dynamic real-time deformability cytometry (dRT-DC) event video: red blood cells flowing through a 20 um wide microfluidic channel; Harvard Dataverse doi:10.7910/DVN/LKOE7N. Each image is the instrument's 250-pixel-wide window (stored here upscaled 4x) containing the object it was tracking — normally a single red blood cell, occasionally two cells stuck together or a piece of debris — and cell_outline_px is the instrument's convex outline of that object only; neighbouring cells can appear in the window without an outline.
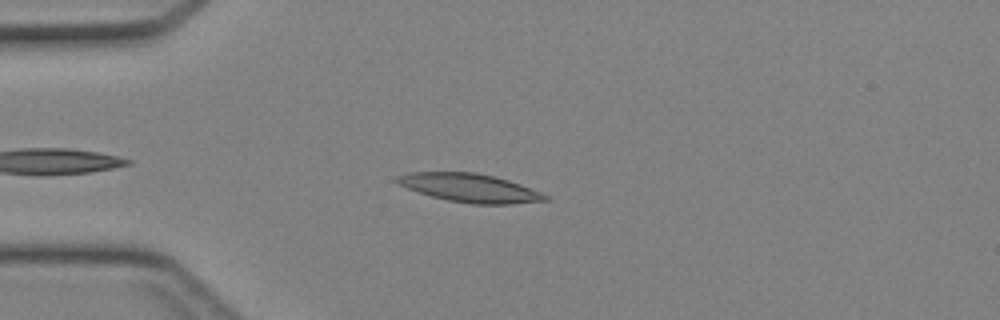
{"species": "Egyptian fruit bat (a non-hibernating species)", "species_latin": "Rousettus aegyptiacus", "temperature_condition": "cold", "stored_images_in_passage": 35, "camera_frame_rate_fps": 3000, "um_per_image_px": 0.085, "animal": {"sex": "female"}, "frame": {"image": 1, "passage_image": 5, "time_ms": 1.333, "image_size_px": [1000, 320], "cell_outline_px": [[548, 200], [508, 204], [472, 204], [448, 200], [432, 196], [396, 184], [392, 180], [396, 176], [408, 172], [476, 172], [508, 180], [520, 184], [540, 192], [548, 196]], "centroid_in_image_um": [39.87, 15.96], "position_along_channel_um": 45.1, "area_um2": 24.45}}
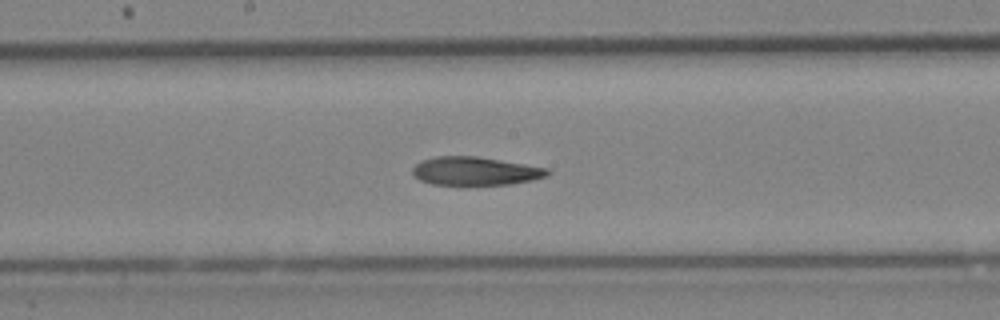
{"frame": {"image": 2, "passage_image": 17, "time_ms": 5.333, "image_size_px": [1000, 320], "cell_outline_px": [[552, 172], [548, 176], [532, 180], [508, 184], [432, 184], [420, 180], [412, 176], [412, 168], [420, 160], [436, 156], [476, 156], [548, 168]], "centroid_in_image_um": [40.37, 14.53], "position_along_channel_um": 207.8, "area_um2": 22.25}}
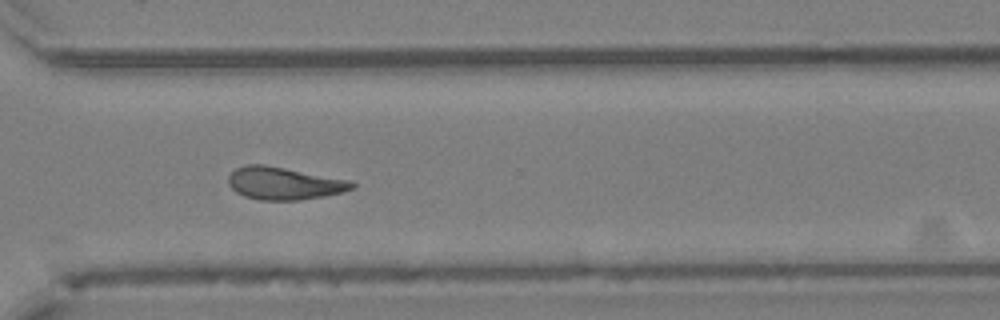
{"frame": {"image": 3, "passage_image": 26, "time_ms": 8.333, "image_size_px": [1000, 320], "cell_outline_px": [[356, 184], [352, 188], [344, 192], [324, 196], [300, 200], [260, 200], [244, 196], [236, 192], [228, 184], [228, 176], [236, 168], [244, 164], [264, 164], [352, 180]], "centroid_in_image_um": [24.15, 15.58], "position_along_channel_um": 346.5, "area_um2": 23.64}}